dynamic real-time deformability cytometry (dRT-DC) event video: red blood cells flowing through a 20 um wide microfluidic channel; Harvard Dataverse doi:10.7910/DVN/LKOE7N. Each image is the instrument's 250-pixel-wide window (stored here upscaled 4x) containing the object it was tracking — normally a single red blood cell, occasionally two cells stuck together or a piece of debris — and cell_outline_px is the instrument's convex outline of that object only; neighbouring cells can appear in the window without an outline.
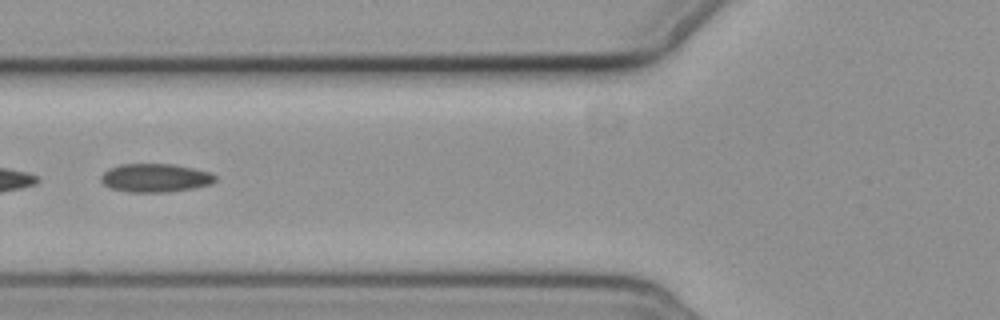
{"species": "common noctule bat (a hibernating species)", "species_latin": "Nyctalus noctula", "temperature_condition": "cold", "stored_images_in_passage": 12, "camera_frame_rate_fps": 3000, "um_per_image_px": 0.085, "animal": {"sex": "female", "body_mass_g": 19.3, "forearm_length_mm": 54.1}, "frame": {"image": 1, "passage_image": 3, "time_ms": 6.333, "image_size_px": [1000, 320], "cell_outline_px": [[216, 180], [212, 184], [196, 188], [168, 192], [128, 192], [112, 188], [104, 184], [100, 180], [100, 176], [108, 168], [120, 164], [172, 164], [192, 168], [208, 172], [216, 176]], "centroid_in_image_um": [13.19, 15.12], "position_along_channel_um": 112.6, "area_um2": 19.02}}
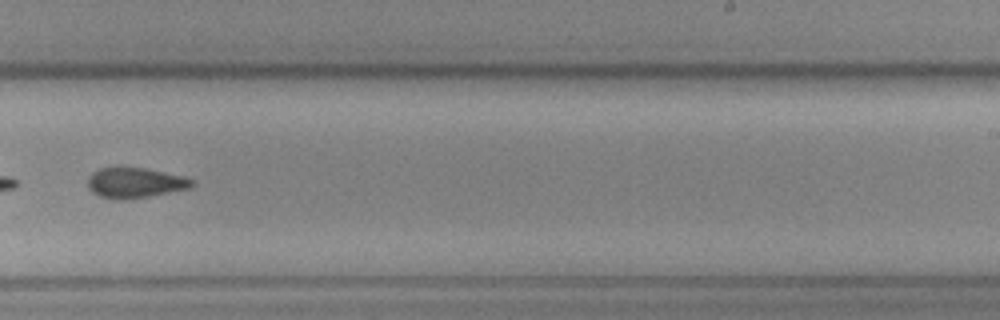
{"frame": {"image": 2, "passage_image": 7, "time_ms": 11.0, "image_size_px": [1000, 320], "cell_outline_px": [[196, 184], [188, 188], [148, 196], [124, 200], [116, 200], [100, 196], [92, 192], [88, 188], [88, 176], [92, 172], [100, 168], [144, 168], [184, 176], [196, 180]], "centroid_in_image_um": [11.47, 15.54], "position_along_channel_um": 277.5, "area_um2": 18.32}}
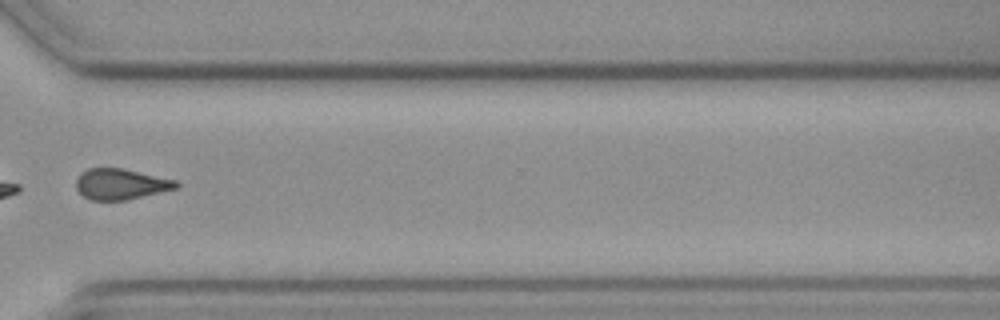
{"frame": {"image": 3, "passage_image": 9, "time_ms": 13.333, "image_size_px": [1000, 320], "cell_outline_px": [[180, 188], [128, 200], [92, 200], [84, 196], [76, 188], [76, 180], [80, 172], [88, 168], [124, 168], [176, 180], [180, 184]], "centroid_in_image_um": [10.3, 15.64], "position_along_channel_um": 360.3, "area_um2": 18.21}, "authors_computed_cell_mechanics": {"area_um2": 18.7561, "velocity_mm_per_s": 3.5472, "shape_relaxation_time_tau1_ms": null, "shape_relaxation_time_tau2_ms": 7.5264, "deformation_change_tau1": null, "deformation_change_tau2": 0.1325}}